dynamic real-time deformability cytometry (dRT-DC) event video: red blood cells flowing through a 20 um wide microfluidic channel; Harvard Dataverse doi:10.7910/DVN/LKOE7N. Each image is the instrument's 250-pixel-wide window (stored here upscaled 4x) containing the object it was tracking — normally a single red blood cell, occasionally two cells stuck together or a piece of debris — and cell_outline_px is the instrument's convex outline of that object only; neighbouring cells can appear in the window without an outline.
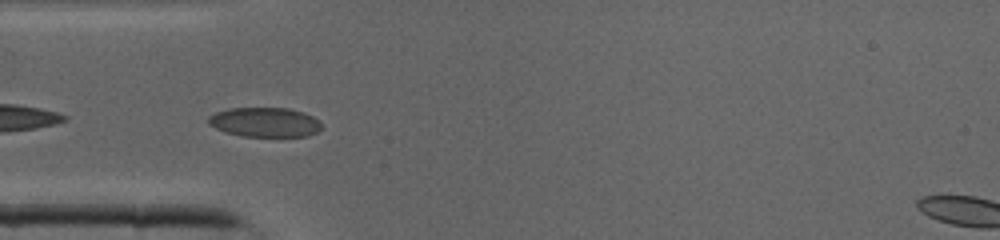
{"species": "common noctule bat (a hibernating species)", "species_latin": "Nyctalus noctula", "temperature_condition": "cold", "stored_images_in_passage": 23, "camera_frame_rate_fps": 3000, "um_per_image_px": 0.085, "animal": {"sex": "male", "body_mass_g": 19.0, "forearm_length_mm": 50.8}, "frame": {"image": 1, "passage_image": 10, "time_ms": 3.0, "image_size_px": [1000, 240], "cell_outline_px": [[320, 128], [316, 132], [308, 136], [244, 136], [224, 132], [208, 124], [208, 116], [216, 112], [228, 108], [288, 108], [312, 116], [320, 120]], "centroid_in_image_um": [22.48, 10.38], "position_along_channel_um": 62.5, "area_um2": 19.36}}